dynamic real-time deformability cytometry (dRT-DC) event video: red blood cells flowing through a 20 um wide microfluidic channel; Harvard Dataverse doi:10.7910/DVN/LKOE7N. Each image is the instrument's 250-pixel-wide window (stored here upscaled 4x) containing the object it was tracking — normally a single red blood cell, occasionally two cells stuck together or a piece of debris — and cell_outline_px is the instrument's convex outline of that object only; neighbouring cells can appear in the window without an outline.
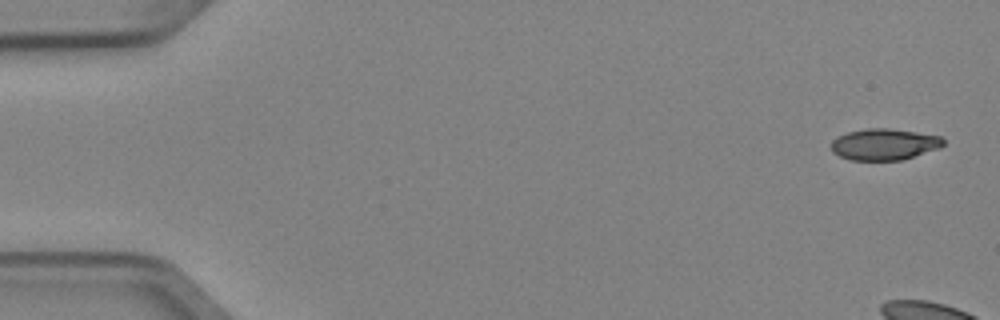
{"species": "Egyptian fruit bat (a non-hibernating species)", "species_latin": "Rousettus aegyptiacus", "temperature_condition": "cold", "stored_images_in_passage": 9, "camera_frame_rate_fps": 3000, "um_per_image_px": 0.085, "animal": {"sex": "female"}, "frame": {"image": 1, "passage_image": 1, "time_ms": 0.0, "image_size_px": [1000, 320], "cell_outline_px": [[944, 144], [940, 148], [900, 160], [852, 160], [840, 156], [832, 152], [832, 140], [836, 136], [848, 132], [868, 128], [888, 128], [916, 132], [940, 136], [944, 140]], "centroid_in_image_um": [75.15, 12.26], "position_along_channel_um": 9.9, "area_um2": 20.4}}
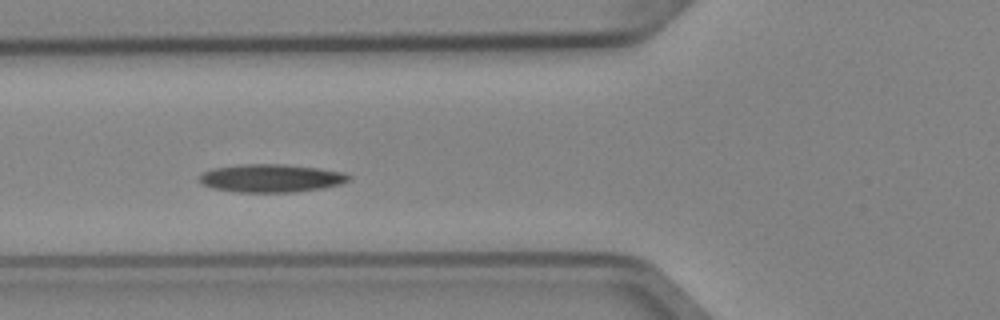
{"frame": {"image": 2, "passage_image": 7, "time_ms": 2.0, "image_size_px": [1000, 320], "cell_outline_px": [[352, 176], [348, 180], [340, 184], [324, 188], [292, 192], [236, 192], [212, 188], [196, 180], [204, 172], [212, 168], [236, 164], [284, 164], [320, 168], [344, 172]], "centroid_in_image_um": [23.03, 15.14], "position_along_channel_um": 102.8, "area_um2": 24.62}}
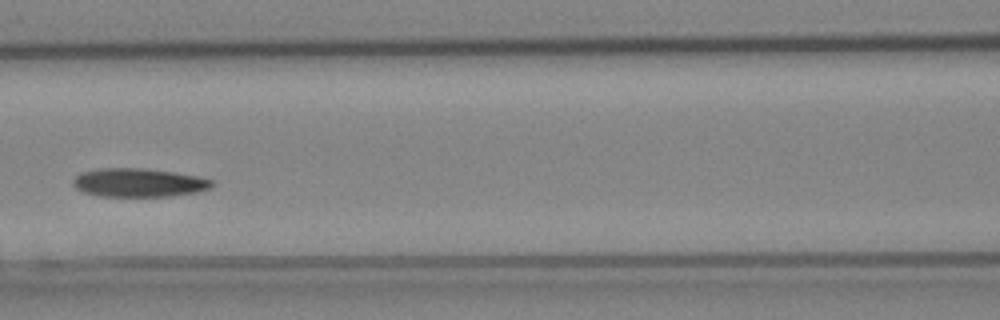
{"frame": {"image": 3, "passage_image": 8, "time_ms": 2.333, "image_size_px": [1000, 320], "cell_outline_px": [[216, 184], [212, 188], [196, 192], [168, 196], [100, 196], [84, 192], [76, 188], [72, 184], [72, 180], [80, 172], [100, 168], [144, 168], [200, 176], [212, 180]], "centroid_in_image_um": [11.8, 15.52], "position_along_channel_um": 154.8, "area_um2": 23.24}}